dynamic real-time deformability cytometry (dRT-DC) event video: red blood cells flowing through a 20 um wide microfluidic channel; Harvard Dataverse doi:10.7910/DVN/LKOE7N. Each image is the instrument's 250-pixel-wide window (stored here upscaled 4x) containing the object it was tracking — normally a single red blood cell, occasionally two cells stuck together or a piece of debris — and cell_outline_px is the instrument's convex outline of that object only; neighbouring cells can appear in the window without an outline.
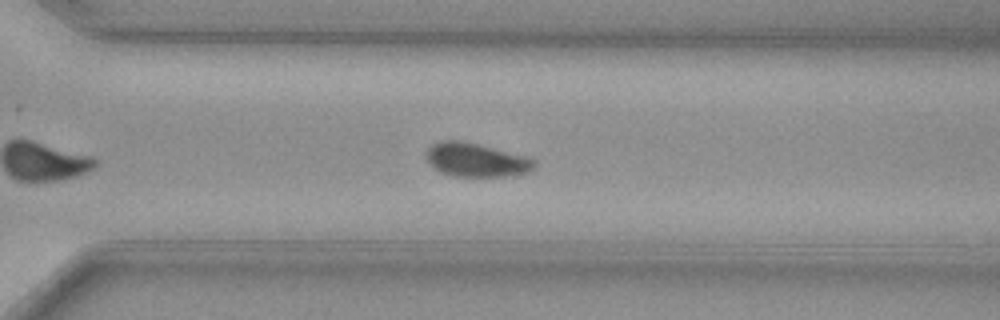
{"species": "common noctule bat (a hibernating species)", "species_latin": "Nyctalus noctula", "temperature_condition": "cold", "stored_images_in_passage": 37, "camera_frame_rate_fps": 3000, "um_per_image_px": 0.085, "animal": {"sex": "female", "body_mass_g": 29.2, "forearm_length_mm": 56.3}, "frame": {"image": 1, "passage_image": 27, "time_ms": 8.667, "image_size_px": [1000, 320], "cell_outline_px": [[536, 168], [528, 172], [512, 176], [452, 176], [440, 172], [428, 160], [428, 148], [432, 144], [440, 140], [460, 140], [528, 156], [536, 160]], "centroid_in_image_um": [40.54, 13.59], "position_along_channel_um": 330.1, "area_um2": 21.21}, "authors_computed_cell_mechanics": {"area_um2": 21.7906, "velocity_mm_per_s": 3.6987, "shape_relaxation_time_tau1_ms": 4.6859, "shape_relaxation_time_tau2_ms": null, "deformation_change_tau1": 0.1095, "deformation_change_tau2": null}}